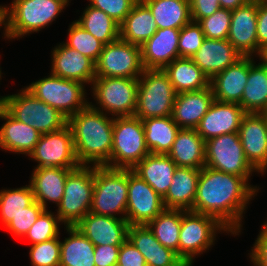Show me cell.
I'll list each match as a JSON object with an SVG mask.
<instances>
[{
	"label": "cell",
	"mask_w": 267,
	"mask_h": 266,
	"mask_svg": "<svg viewBox=\"0 0 267 266\" xmlns=\"http://www.w3.org/2000/svg\"><path fill=\"white\" fill-rule=\"evenodd\" d=\"M28 156L38 162L36 168L76 169L80 166L68 124L57 131L41 134L38 143Z\"/></svg>",
	"instance_id": "obj_14"
},
{
	"label": "cell",
	"mask_w": 267,
	"mask_h": 266,
	"mask_svg": "<svg viewBox=\"0 0 267 266\" xmlns=\"http://www.w3.org/2000/svg\"><path fill=\"white\" fill-rule=\"evenodd\" d=\"M84 88L83 83L64 79L52 73L26 87L35 97L59 110L67 118L90 104L85 98L87 96Z\"/></svg>",
	"instance_id": "obj_10"
},
{
	"label": "cell",
	"mask_w": 267,
	"mask_h": 266,
	"mask_svg": "<svg viewBox=\"0 0 267 266\" xmlns=\"http://www.w3.org/2000/svg\"><path fill=\"white\" fill-rule=\"evenodd\" d=\"M218 230L229 233L228 229L212 216L181 210L178 256L187 266H192L194 256L214 244Z\"/></svg>",
	"instance_id": "obj_8"
},
{
	"label": "cell",
	"mask_w": 267,
	"mask_h": 266,
	"mask_svg": "<svg viewBox=\"0 0 267 266\" xmlns=\"http://www.w3.org/2000/svg\"><path fill=\"white\" fill-rule=\"evenodd\" d=\"M204 32L198 22L190 21L180 29L178 50L179 58H191L205 40Z\"/></svg>",
	"instance_id": "obj_42"
},
{
	"label": "cell",
	"mask_w": 267,
	"mask_h": 266,
	"mask_svg": "<svg viewBox=\"0 0 267 266\" xmlns=\"http://www.w3.org/2000/svg\"><path fill=\"white\" fill-rule=\"evenodd\" d=\"M66 230L69 237L60 241L59 266H95L94 244L75 226H66Z\"/></svg>",
	"instance_id": "obj_34"
},
{
	"label": "cell",
	"mask_w": 267,
	"mask_h": 266,
	"mask_svg": "<svg viewBox=\"0 0 267 266\" xmlns=\"http://www.w3.org/2000/svg\"><path fill=\"white\" fill-rule=\"evenodd\" d=\"M117 263L121 266H147L144 256L128 239L120 246Z\"/></svg>",
	"instance_id": "obj_47"
},
{
	"label": "cell",
	"mask_w": 267,
	"mask_h": 266,
	"mask_svg": "<svg viewBox=\"0 0 267 266\" xmlns=\"http://www.w3.org/2000/svg\"><path fill=\"white\" fill-rule=\"evenodd\" d=\"M214 95L211 86L176 95L171 117L180 128L195 129L206 114Z\"/></svg>",
	"instance_id": "obj_24"
},
{
	"label": "cell",
	"mask_w": 267,
	"mask_h": 266,
	"mask_svg": "<svg viewBox=\"0 0 267 266\" xmlns=\"http://www.w3.org/2000/svg\"><path fill=\"white\" fill-rule=\"evenodd\" d=\"M239 105L246 113L267 111V65L254 63L249 57V75Z\"/></svg>",
	"instance_id": "obj_32"
},
{
	"label": "cell",
	"mask_w": 267,
	"mask_h": 266,
	"mask_svg": "<svg viewBox=\"0 0 267 266\" xmlns=\"http://www.w3.org/2000/svg\"><path fill=\"white\" fill-rule=\"evenodd\" d=\"M69 0H13L7 7L8 39L39 32L62 12Z\"/></svg>",
	"instance_id": "obj_4"
},
{
	"label": "cell",
	"mask_w": 267,
	"mask_h": 266,
	"mask_svg": "<svg viewBox=\"0 0 267 266\" xmlns=\"http://www.w3.org/2000/svg\"><path fill=\"white\" fill-rule=\"evenodd\" d=\"M148 150L152 154H168L180 127L167 117H151L142 120Z\"/></svg>",
	"instance_id": "obj_36"
},
{
	"label": "cell",
	"mask_w": 267,
	"mask_h": 266,
	"mask_svg": "<svg viewBox=\"0 0 267 266\" xmlns=\"http://www.w3.org/2000/svg\"><path fill=\"white\" fill-rule=\"evenodd\" d=\"M75 21L104 45L120 38L119 24L102 10L93 6L88 5L82 17Z\"/></svg>",
	"instance_id": "obj_37"
},
{
	"label": "cell",
	"mask_w": 267,
	"mask_h": 266,
	"mask_svg": "<svg viewBox=\"0 0 267 266\" xmlns=\"http://www.w3.org/2000/svg\"><path fill=\"white\" fill-rule=\"evenodd\" d=\"M0 119L6 120L0 128V148L29 155L38 143L41 133L15 119L5 108Z\"/></svg>",
	"instance_id": "obj_26"
},
{
	"label": "cell",
	"mask_w": 267,
	"mask_h": 266,
	"mask_svg": "<svg viewBox=\"0 0 267 266\" xmlns=\"http://www.w3.org/2000/svg\"><path fill=\"white\" fill-rule=\"evenodd\" d=\"M231 22V10L220 8L211 16L201 19L198 23L206 38L228 39Z\"/></svg>",
	"instance_id": "obj_43"
},
{
	"label": "cell",
	"mask_w": 267,
	"mask_h": 266,
	"mask_svg": "<svg viewBox=\"0 0 267 266\" xmlns=\"http://www.w3.org/2000/svg\"><path fill=\"white\" fill-rule=\"evenodd\" d=\"M2 25H5V33H4V37L8 38L7 36V6H0V28Z\"/></svg>",
	"instance_id": "obj_53"
},
{
	"label": "cell",
	"mask_w": 267,
	"mask_h": 266,
	"mask_svg": "<svg viewBox=\"0 0 267 266\" xmlns=\"http://www.w3.org/2000/svg\"><path fill=\"white\" fill-rule=\"evenodd\" d=\"M176 168L177 165L167 154L149 153L131 170L163 198L172 183Z\"/></svg>",
	"instance_id": "obj_29"
},
{
	"label": "cell",
	"mask_w": 267,
	"mask_h": 266,
	"mask_svg": "<svg viewBox=\"0 0 267 266\" xmlns=\"http://www.w3.org/2000/svg\"><path fill=\"white\" fill-rule=\"evenodd\" d=\"M68 42L65 44L96 62L103 50L104 44L87 32L76 21L68 29Z\"/></svg>",
	"instance_id": "obj_40"
},
{
	"label": "cell",
	"mask_w": 267,
	"mask_h": 266,
	"mask_svg": "<svg viewBox=\"0 0 267 266\" xmlns=\"http://www.w3.org/2000/svg\"><path fill=\"white\" fill-rule=\"evenodd\" d=\"M104 113L89 104L68 118L80 165L110 167L114 118Z\"/></svg>",
	"instance_id": "obj_2"
},
{
	"label": "cell",
	"mask_w": 267,
	"mask_h": 266,
	"mask_svg": "<svg viewBox=\"0 0 267 266\" xmlns=\"http://www.w3.org/2000/svg\"><path fill=\"white\" fill-rule=\"evenodd\" d=\"M75 227L94 246H121L127 240L128 221L122 218L87 213Z\"/></svg>",
	"instance_id": "obj_18"
},
{
	"label": "cell",
	"mask_w": 267,
	"mask_h": 266,
	"mask_svg": "<svg viewBox=\"0 0 267 266\" xmlns=\"http://www.w3.org/2000/svg\"><path fill=\"white\" fill-rule=\"evenodd\" d=\"M257 40L260 49L267 45V1L257 2Z\"/></svg>",
	"instance_id": "obj_51"
},
{
	"label": "cell",
	"mask_w": 267,
	"mask_h": 266,
	"mask_svg": "<svg viewBox=\"0 0 267 266\" xmlns=\"http://www.w3.org/2000/svg\"><path fill=\"white\" fill-rule=\"evenodd\" d=\"M249 1H257V2H259V1H267V0H249Z\"/></svg>",
	"instance_id": "obj_57"
},
{
	"label": "cell",
	"mask_w": 267,
	"mask_h": 266,
	"mask_svg": "<svg viewBox=\"0 0 267 266\" xmlns=\"http://www.w3.org/2000/svg\"><path fill=\"white\" fill-rule=\"evenodd\" d=\"M167 155L177 167L201 169L205 166V140L196 129L180 128Z\"/></svg>",
	"instance_id": "obj_30"
},
{
	"label": "cell",
	"mask_w": 267,
	"mask_h": 266,
	"mask_svg": "<svg viewBox=\"0 0 267 266\" xmlns=\"http://www.w3.org/2000/svg\"><path fill=\"white\" fill-rule=\"evenodd\" d=\"M242 57L228 39L205 38L191 59L211 80Z\"/></svg>",
	"instance_id": "obj_21"
},
{
	"label": "cell",
	"mask_w": 267,
	"mask_h": 266,
	"mask_svg": "<svg viewBox=\"0 0 267 266\" xmlns=\"http://www.w3.org/2000/svg\"><path fill=\"white\" fill-rule=\"evenodd\" d=\"M44 210L45 208L40 203L34 201L30 206L24 208V211L13 217L5 228L15 236L24 237Z\"/></svg>",
	"instance_id": "obj_45"
},
{
	"label": "cell",
	"mask_w": 267,
	"mask_h": 266,
	"mask_svg": "<svg viewBox=\"0 0 267 266\" xmlns=\"http://www.w3.org/2000/svg\"><path fill=\"white\" fill-rule=\"evenodd\" d=\"M249 75V57H242L235 64L216 74L210 80L214 100L239 104Z\"/></svg>",
	"instance_id": "obj_25"
},
{
	"label": "cell",
	"mask_w": 267,
	"mask_h": 266,
	"mask_svg": "<svg viewBox=\"0 0 267 266\" xmlns=\"http://www.w3.org/2000/svg\"><path fill=\"white\" fill-rule=\"evenodd\" d=\"M251 249L250 259L254 266H267V231H260Z\"/></svg>",
	"instance_id": "obj_50"
},
{
	"label": "cell",
	"mask_w": 267,
	"mask_h": 266,
	"mask_svg": "<svg viewBox=\"0 0 267 266\" xmlns=\"http://www.w3.org/2000/svg\"><path fill=\"white\" fill-rule=\"evenodd\" d=\"M119 27L120 38L138 46H142L158 29L150 9L141 0L133 5Z\"/></svg>",
	"instance_id": "obj_31"
},
{
	"label": "cell",
	"mask_w": 267,
	"mask_h": 266,
	"mask_svg": "<svg viewBox=\"0 0 267 266\" xmlns=\"http://www.w3.org/2000/svg\"><path fill=\"white\" fill-rule=\"evenodd\" d=\"M60 238L56 237L31 246L29 254L32 266H59Z\"/></svg>",
	"instance_id": "obj_44"
},
{
	"label": "cell",
	"mask_w": 267,
	"mask_h": 266,
	"mask_svg": "<svg viewBox=\"0 0 267 266\" xmlns=\"http://www.w3.org/2000/svg\"><path fill=\"white\" fill-rule=\"evenodd\" d=\"M205 166L244 177L247 181L257 171L246 159L238 132L205 141Z\"/></svg>",
	"instance_id": "obj_12"
},
{
	"label": "cell",
	"mask_w": 267,
	"mask_h": 266,
	"mask_svg": "<svg viewBox=\"0 0 267 266\" xmlns=\"http://www.w3.org/2000/svg\"><path fill=\"white\" fill-rule=\"evenodd\" d=\"M35 201L31 185L0 191V219L4 227Z\"/></svg>",
	"instance_id": "obj_39"
},
{
	"label": "cell",
	"mask_w": 267,
	"mask_h": 266,
	"mask_svg": "<svg viewBox=\"0 0 267 266\" xmlns=\"http://www.w3.org/2000/svg\"><path fill=\"white\" fill-rule=\"evenodd\" d=\"M238 134L246 159L263 175L267 169V118L264 113H246Z\"/></svg>",
	"instance_id": "obj_16"
},
{
	"label": "cell",
	"mask_w": 267,
	"mask_h": 266,
	"mask_svg": "<svg viewBox=\"0 0 267 266\" xmlns=\"http://www.w3.org/2000/svg\"><path fill=\"white\" fill-rule=\"evenodd\" d=\"M127 239L144 256L147 266H187L176 252L156 239L147 225H129Z\"/></svg>",
	"instance_id": "obj_22"
},
{
	"label": "cell",
	"mask_w": 267,
	"mask_h": 266,
	"mask_svg": "<svg viewBox=\"0 0 267 266\" xmlns=\"http://www.w3.org/2000/svg\"><path fill=\"white\" fill-rule=\"evenodd\" d=\"M90 6L102 10L119 25L138 0H89Z\"/></svg>",
	"instance_id": "obj_46"
},
{
	"label": "cell",
	"mask_w": 267,
	"mask_h": 266,
	"mask_svg": "<svg viewBox=\"0 0 267 266\" xmlns=\"http://www.w3.org/2000/svg\"><path fill=\"white\" fill-rule=\"evenodd\" d=\"M228 41L243 57H252L253 53L260 54L257 40V1H248L231 10Z\"/></svg>",
	"instance_id": "obj_17"
},
{
	"label": "cell",
	"mask_w": 267,
	"mask_h": 266,
	"mask_svg": "<svg viewBox=\"0 0 267 266\" xmlns=\"http://www.w3.org/2000/svg\"><path fill=\"white\" fill-rule=\"evenodd\" d=\"M120 246L99 245L95 246V266H114L118 262Z\"/></svg>",
	"instance_id": "obj_49"
},
{
	"label": "cell",
	"mask_w": 267,
	"mask_h": 266,
	"mask_svg": "<svg viewBox=\"0 0 267 266\" xmlns=\"http://www.w3.org/2000/svg\"><path fill=\"white\" fill-rule=\"evenodd\" d=\"M92 167L80 165L67 175L64 194L56 214L66 226H75L90 212L94 191V166Z\"/></svg>",
	"instance_id": "obj_9"
},
{
	"label": "cell",
	"mask_w": 267,
	"mask_h": 266,
	"mask_svg": "<svg viewBox=\"0 0 267 266\" xmlns=\"http://www.w3.org/2000/svg\"><path fill=\"white\" fill-rule=\"evenodd\" d=\"M141 1L150 9L158 29H181L191 21L189 0Z\"/></svg>",
	"instance_id": "obj_35"
},
{
	"label": "cell",
	"mask_w": 267,
	"mask_h": 266,
	"mask_svg": "<svg viewBox=\"0 0 267 266\" xmlns=\"http://www.w3.org/2000/svg\"><path fill=\"white\" fill-rule=\"evenodd\" d=\"M60 222L62 221L57 215L45 209L24 237H27L32 245L59 237Z\"/></svg>",
	"instance_id": "obj_41"
},
{
	"label": "cell",
	"mask_w": 267,
	"mask_h": 266,
	"mask_svg": "<svg viewBox=\"0 0 267 266\" xmlns=\"http://www.w3.org/2000/svg\"><path fill=\"white\" fill-rule=\"evenodd\" d=\"M249 0H219L220 7L224 9L234 10L245 5Z\"/></svg>",
	"instance_id": "obj_52"
},
{
	"label": "cell",
	"mask_w": 267,
	"mask_h": 266,
	"mask_svg": "<svg viewBox=\"0 0 267 266\" xmlns=\"http://www.w3.org/2000/svg\"><path fill=\"white\" fill-rule=\"evenodd\" d=\"M180 29H157L141 48L145 69H164L173 60L179 58L178 42Z\"/></svg>",
	"instance_id": "obj_23"
},
{
	"label": "cell",
	"mask_w": 267,
	"mask_h": 266,
	"mask_svg": "<svg viewBox=\"0 0 267 266\" xmlns=\"http://www.w3.org/2000/svg\"><path fill=\"white\" fill-rule=\"evenodd\" d=\"M147 226L164 247L173 250L178 255L181 210L165 208Z\"/></svg>",
	"instance_id": "obj_38"
},
{
	"label": "cell",
	"mask_w": 267,
	"mask_h": 266,
	"mask_svg": "<svg viewBox=\"0 0 267 266\" xmlns=\"http://www.w3.org/2000/svg\"><path fill=\"white\" fill-rule=\"evenodd\" d=\"M258 190L244 177L204 166L198 179L193 212L212 216L231 234L239 235L243 212Z\"/></svg>",
	"instance_id": "obj_1"
},
{
	"label": "cell",
	"mask_w": 267,
	"mask_h": 266,
	"mask_svg": "<svg viewBox=\"0 0 267 266\" xmlns=\"http://www.w3.org/2000/svg\"><path fill=\"white\" fill-rule=\"evenodd\" d=\"M126 220L129 225H147L164 209L163 198L131 169H128Z\"/></svg>",
	"instance_id": "obj_15"
},
{
	"label": "cell",
	"mask_w": 267,
	"mask_h": 266,
	"mask_svg": "<svg viewBox=\"0 0 267 266\" xmlns=\"http://www.w3.org/2000/svg\"><path fill=\"white\" fill-rule=\"evenodd\" d=\"M127 193L128 169L94 166V191L90 212L126 219ZM116 214L122 216L116 217Z\"/></svg>",
	"instance_id": "obj_3"
},
{
	"label": "cell",
	"mask_w": 267,
	"mask_h": 266,
	"mask_svg": "<svg viewBox=\"0 0 267 266\" xmlns=\"http://www.w3.org/2000/svg\"><path fill=\"white\" fill-rule=\"evenodd\" d=\"M149 153L142 120L136 116L114 117L110 168L132 169Z\"/></svg>",
	"instance_id": "obj_7"
},
{
	"label": "cell",
	"mask_w": 267,
	"mask_h": 266,
	"mask_svg": "<svg viewBox=\"0 0 267 266\" xmlns=\"http://www.w3.org/2000/svg\"><path fill=\"white\" fill-rule=\"evenodd\" d=\"M191 20L199 22L220 9L219 0H189Z\"/></svg>",
	"instance_id": "obj_48"
},
{
	"label": "cell",
	"mask_w": 267,
	"mask_h": 266,
	"mask_svg": "<svg viewBox=\"0 0 267 266\" xmlns=\"http://www.w3.org/2000/svg\"><path fill=\"white\" fill-rule=\"evenodd\" d=\"M201 169L177 167L172 183L163 197L165 208L193 211Z\"/></svg>",
	"instance_id": "obj_27"
},
{
	"label": "cell",
	"mask_w": 267,
	"mask_h": 266,
	"mask_svg": "<svg viewBox=\"0 0 267 266\" xmlns=\"http://www.w3.org/2000/svg\"><path fill=\"white\" fill-rule=\"evenodd\" d=\"M258 56L260 57L259 60H261L263 64L267 65V45L261 49V52Z\"/></svg>",
	"instance_id": "obj_54"
},
{
	"label": "cell",
	"mask_w": 267,
	"mask_h": 266,
	"mask_svg": "<svg viewBox=\"0 0 267 266\" xmlns=\"http://www.w3.org/2000/svg\"><path fill=\"white\" fill-rule=\"evenodd\" d=\"M144 70L140 46L121 38L104 45L95 62L96 77L139 78Z\"/></svg>",
	"instance_id": "obj_13"
},
{
	"label": "cell",
	"mask_w": 267,
	"mask_h": 266,
	"mask_svg": "<svg viewBox=\"0 0 267 266\" xmlns=\"http://www.w3.org/2000/svg\"><path fill=\"white\" fill-rule=\"evenodd\" d=\"M73 169L58 167L35 168L30 180L35 201L47 209V201L60 204L68 173Z\"/></svg>",
	"instance_id": "obj_28"
},
{
	"label": "cell",
	"mask_w": 267,
	"mask_h": 266,
	"mask_svg": "<svg viewBox=\"0 0 267 266\" xmlns=\"http://www.w3.org/2000/svg\"><path fill=\"white\" fill-rule=\"evenodd\" d=\"M51 73L80 83H91L96 77L95 62L65 43L52 51Z\"/></svg>",
	"instance_id": "obj_20"
},
{
	"label": "cell",
	"mask_w": 267,
	"mask_h": 266,
	"mask_svg": "<svg viewBox=\"0 0 267 266\" xmlns=\"http://www.w3.org/2000/svg\"><path fill=\"white\" fill-rule=\"evenodd\" d=\"M163 71L168 75L177 94L210 86V79L191 58H177L167 65Z\"/></svg>",
	"instance_id": "obj_33"
},
{
	"label": "cell",
	"mask_w": 267,
	"mask_h": 266,
	"mask_svg": "<svg viewBox=\"0 0 267 266\" xmlns=\"http://www.w3.org/2000/svg\"><path fill=\"white\" fill-rule=\"evenodd\" d=\"M176 95L168 75L162 69H145L138 78L134 116L141 120L170 116Z\"/></svg>",
	"instance_id": "obj_5"
},
{
	"label": "cell",
	"mask_w": 267,
	"mask_h": 266,
	"mask_svg": "<svg viewBox=\"0 0 267 266\" xmlns=\"http://www.w3.org/2000/svg\"><path fill=\"white\" fill-rule=\"evenodd\" d=\"M1 97H0V114L4 109V96H1Z\"/></svg>",
	"instance_id": "obj_55"
},
{
	"label": "cell",
	"mask_w": 267,
	"mask_h": 266,
	"mask_svg": "<svg viewBox=\"0 0 267 266\" xmlns=\"http://www.w3.org/2000/svg\"><path fill=\"white\" fill-rule=\"evenodd\" d=\"M20 92L4 96V108L15 119L41 134L57 131L67 125L68 118L59 110L41 101L26 88Z\"/></svg>",
	"instance_id": "obj_6"
},
{
	"label": "cell",
	"mask_w": 267,
	"mask_h": 266,
	"mask_svg": "<svg viewBox=\"0 0 267 266\" xmlns=\"http://www.w3.org/2000/svg\"><path fill=\"white\" fill-rule=\"evenodd\" d=\"M245 114L239 104L214 100L195 129L205 141L223 134L235 133L238 132Z\"/></svg>",
	"instance_id": "obj_19"
},
{
	"label": "cell",
	"mask_w": 267,
	"mask_h": 266,
	"mask_svg": "<svg viewBox=\"0 0 267 266\" xmlns=\"http://www.w3.org/2000/svg\"><path fill=\"white\" fill-rule=\"evenodd\" d=\"M262 230H266V231H267V221H266L265 224L262 226Z\"/></svg>",
	"instance_id": "obj_56"
},
{
	"label": "cell",
	"mask_w": 267,
	"mask_h": 266,
	"mask_svg": "<svg viewBox=\"0 0 267 266\" xmlns=\"http://www.w3.org/2000/svg\"><path fill=\"white\" fill-rule=\"evenodd\" d=\"M94 99L99 111L112 116H134L136 110L138 78L95 77L92 82ZM102 108V110H101Z\"/></svg>",
	"instance_id": "obj_11"
}]
</instances>
